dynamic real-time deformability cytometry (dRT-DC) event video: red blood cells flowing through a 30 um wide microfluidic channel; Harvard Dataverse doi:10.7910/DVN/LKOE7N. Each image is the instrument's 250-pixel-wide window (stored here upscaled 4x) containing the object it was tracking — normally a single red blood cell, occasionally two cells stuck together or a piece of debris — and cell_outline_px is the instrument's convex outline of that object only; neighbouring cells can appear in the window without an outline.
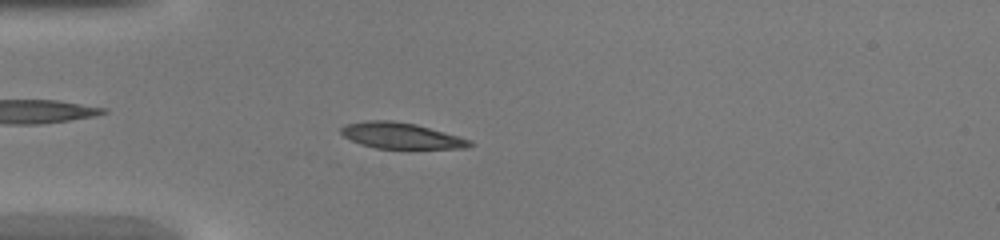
{"species": "common noctule bat (a hibernating species)", "species_latin": "Nyctalus noctula", "temperature_condition": "warm", "stored_images_in_passage": 44, "camera_frame_rate_fps": 3000, "um_per_image_px": 0.085, "animal": {"sex": "female", "body_mass_g": 20.0, "forearm_length_mm": 54.0}, "frame": {"image": 1, "passage_image": 12, "time_ms": 3.667, "image_size_px": [1000, 240], "cell_outline_px": [[476, 144], [468, 148], [408, 152], [376, 148], [360, 144], [344, 136], [340, 132], [340, 128], [344, 124], [368, 120], [392, 120], [416, 124], [472, 140]], "centroid_in_image_um": [34.18, 11.6], "position_along_channel_um": 50.8, "area_um2": 20.81}}
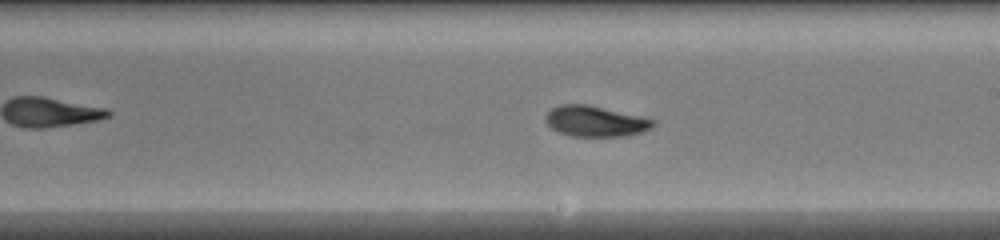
{"frame": {"image": 2, "passage_image": 25, "time_ms": 8.0, "image_size_px": [1000, 240], "cell_outline_px": [[656, 124], [652, 128], [640, 132], [624, 136], [572, 136], [560, 132], [552, 128], [544, 120], [544, 116], [552, 108], [560, 104], [588, 104], [656, 120]], "centroid_in_image_um": [50.59, 10.3], "position_along_channel_um": 238.4, "area_um2": 19.13}}
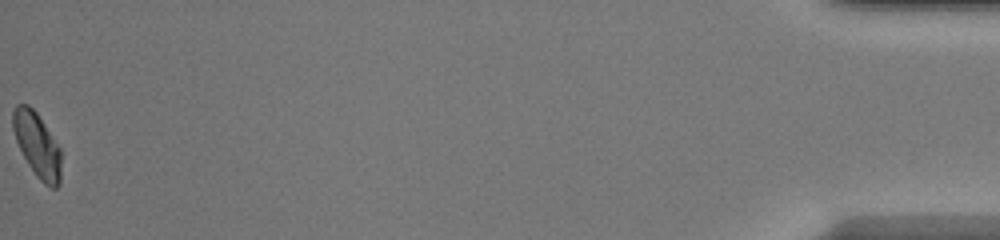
{"frame": {"image": 3, "passage_image": 44, "time_ms": 14.333, "image_size_px": [1000, 240], "cell_outline_px": [[60, 184], [56, 188], [52, 188], [44, 184], [36, 176], [28, 164], [16, 140], [12, 128], [12, 112], [16, 104], [28, 104], [36, 112], [60, 148]], "centroid_in_image_um": [3.14, 12.32], "position_along_channel_um": 432.1, "area_um2": 17.92}}